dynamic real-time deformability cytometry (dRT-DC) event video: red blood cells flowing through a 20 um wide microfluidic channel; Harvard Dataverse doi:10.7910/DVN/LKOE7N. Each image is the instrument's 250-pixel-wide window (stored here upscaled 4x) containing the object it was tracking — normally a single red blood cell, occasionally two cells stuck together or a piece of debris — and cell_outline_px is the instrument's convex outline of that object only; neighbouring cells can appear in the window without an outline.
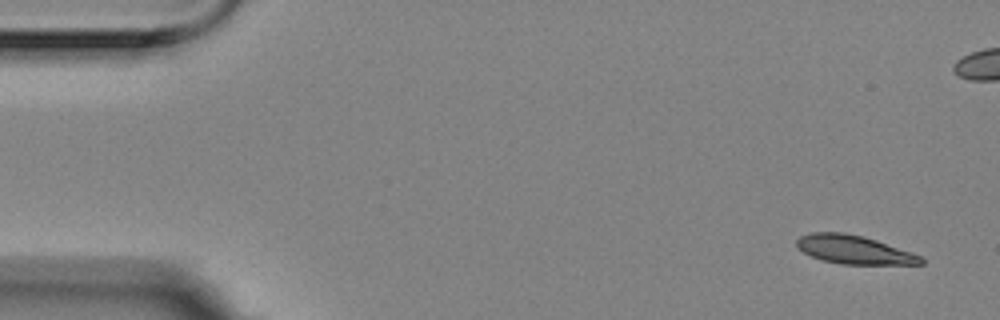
{"species": "Egyptian fruit bat (a non-hibernating species)", "species_latin": "Rousettus aegyptiacus", "temperature_condition": "room temperature", "stored_images_in_passage": 5, "camera_frame_rate_fps": 3000, "um_per_image_px": 0.085, "animal": {"sex": "female"}, "frame": {"image": 1, "passage_image": 1, "time_ms": 0.0, "image_size_px": [1000, 320], "cell_outline_px": [[924, 264], [840, 264], [824, 260], [812, 256], [804, 252], [796, 244], [796, 240], [800, 236], [812, 232], [844, 232], [864, 236], [912, 252], [920, 256], [924, 260]], "centroid_in_image_um": [72.6, 21.21], "position_along_channel_um": 12.4, "area_um2": 20.52}}
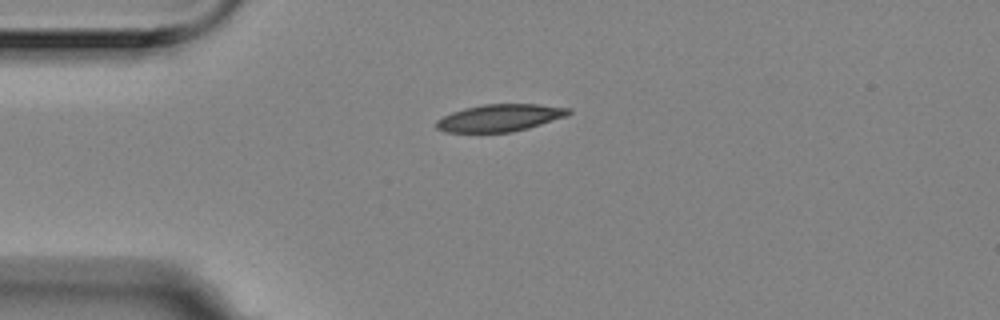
{"frame": {"image": 2, "passage_image": 5, "time_ms": 1.333, "image_size_px": [1000, 320], "cell_outline_px": [[572, 112], [568, 116], [528, 128], [508, 132], [444, 132], [436, 128], [436, 120], [452, 112], [464, 108], [484, 104], [540, 104], [572, 108]], "centroid_in_image_um": [42.52, 10.01], "position_along_channel_um": 42.5, "area_um2": 21.04}}